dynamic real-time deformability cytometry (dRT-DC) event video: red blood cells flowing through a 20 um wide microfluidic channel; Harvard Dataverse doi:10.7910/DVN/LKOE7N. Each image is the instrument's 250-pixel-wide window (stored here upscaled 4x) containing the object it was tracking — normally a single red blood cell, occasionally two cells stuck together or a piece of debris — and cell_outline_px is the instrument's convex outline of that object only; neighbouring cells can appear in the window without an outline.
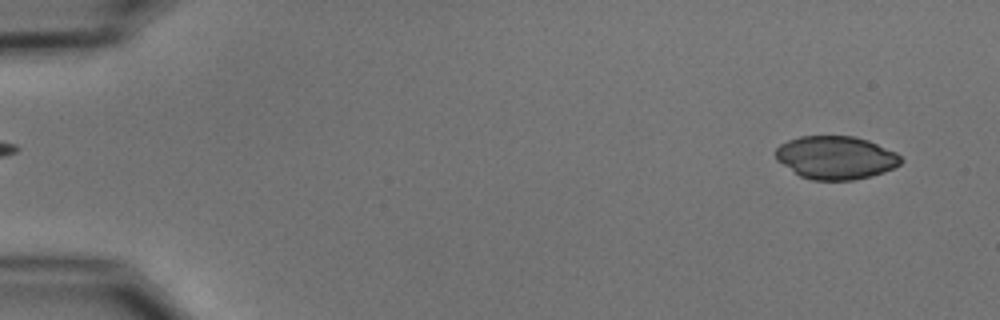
{"species": "common noctule bat (a hibernating species)", "species_latin": "Nyctalus noctula", "temperature_condition": "cold", "stored_images_in_passage": 53, "camera_frame_rate_fps": 3000, "um_per_image_px": 0.085, "animal": {"sex": "male", "body_mass_g": 15.6}, "frame": {"image": 1, "passage_image": 3, "time_ms": 0.667, "image_size_px": [1000, 320], "cell_outline_px": [[904, 160], [900, 164], [884, 172], [872, 176], [852, 180], [812, 180], [800, 176], [776, 160], [776, 148], [780, 144], [788, 140], [800, 136], [852, 136], [868, 140], [896, 152]], "centroid_in_image_um": [71.04, 13.4], "position_along_channel_um": 14.0, "area_um2": 31.5}}
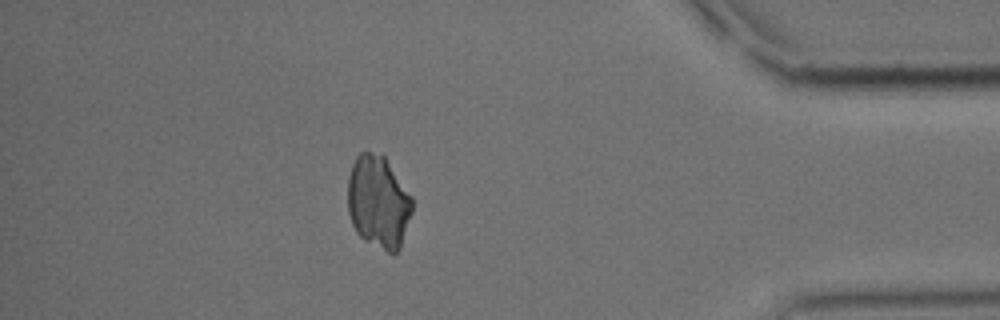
{"frame": {"image": 2, "passage_image": 47, "time_ms": 15.333, "image_size_px": [1000, 320], "cell_outline_px": [[412, 212], [400, 248], [396, 252], [388, 252], [360, 236], [356, 232], [352, 224], [348, 212], [348, 176], [352, 164], [356, 156], [360, 152], [372, 152], [384, 156], [412, 196]], "centroid_in_image_um": [32.15, 17.14], "position_along_channel_um": 403.0, "area_um2": 34.62}}